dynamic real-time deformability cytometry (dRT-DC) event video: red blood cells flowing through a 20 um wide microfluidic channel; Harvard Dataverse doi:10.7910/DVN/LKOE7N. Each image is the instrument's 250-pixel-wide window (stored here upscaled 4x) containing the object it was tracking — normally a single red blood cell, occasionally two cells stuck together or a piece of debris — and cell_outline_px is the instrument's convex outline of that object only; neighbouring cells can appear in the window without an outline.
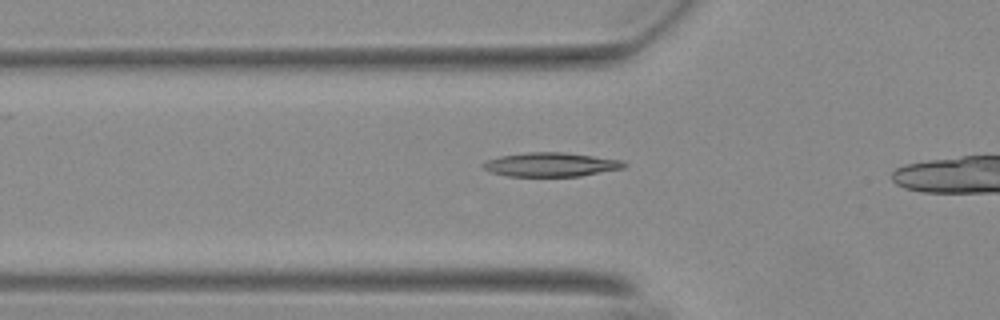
{"species": "Egyptian fruit bat (a non-hibernating species)", "species_latin": "Rousettus aegyptiacus", "temperature_condition": "warm", "stored_images_in_passage": 21, "camera_frame_rate_fps": 3000, "um_per_image_px": 0.085, "animal": {"sex": "female"}, "frame": {"image": 1, "passage_image": 2, "time_ms": 0.333, "image_size_px": [1000, 320], "cell_outline_px": [[628, 164], [624, 168], [580, 176], [508, 176], [492, 172], [484, 168], [480, 164], [488, 160], [500, 156], [528, 152], [564, 152], [624, 160]], "centroid_in_image_um": [46.87, 13.98], "position_along_channel_um": 78.9, "area_um2": 19.71}}
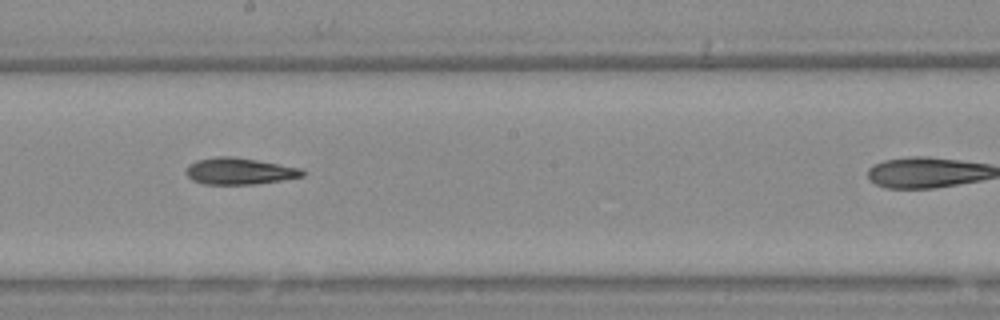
{"frame": {"image": 2, "passage_image": 14, "time_ms": 4.333, "image_size_px": [1000, 320], "cell_outline_px": [[304, 176], [256, 184], [204, 184], [192, 180], [184, 172], [188, 164], [196, 160], [216, 156], [232, 156], [256, 160], [300, 168], [304, 172]], "centroid_in_image_um": [20.28, 14.54], "position_along_channel_um": 227.9, "area_um2": 17.98}}
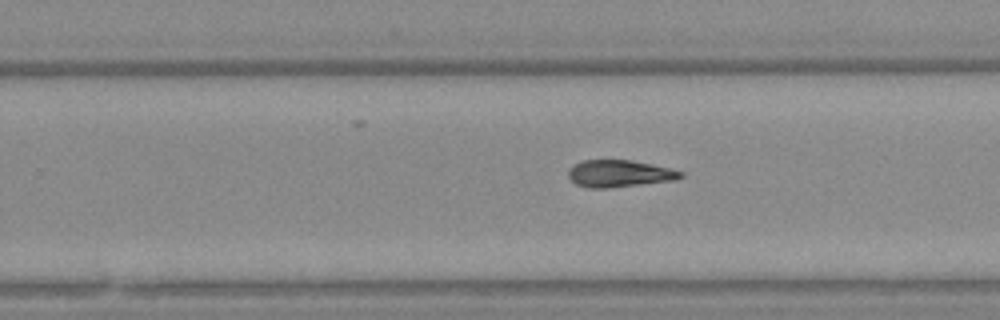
{"frame": {"image": 3, "passage_image": 18, "time_ms": 5.667, "image_size_px": [1000, 320], "cell_outline_px": [[684, 176], [676, 180], [608, 188], [588, 188], [576, 184], [568, 176], [568, 168], [584, 160], [632, 160], [672, 168], [684, 172]], "centroid_in_image_um": [52.68, 14.75], "position_along_channel_um": 277.1, "area_um2": 17.8}}